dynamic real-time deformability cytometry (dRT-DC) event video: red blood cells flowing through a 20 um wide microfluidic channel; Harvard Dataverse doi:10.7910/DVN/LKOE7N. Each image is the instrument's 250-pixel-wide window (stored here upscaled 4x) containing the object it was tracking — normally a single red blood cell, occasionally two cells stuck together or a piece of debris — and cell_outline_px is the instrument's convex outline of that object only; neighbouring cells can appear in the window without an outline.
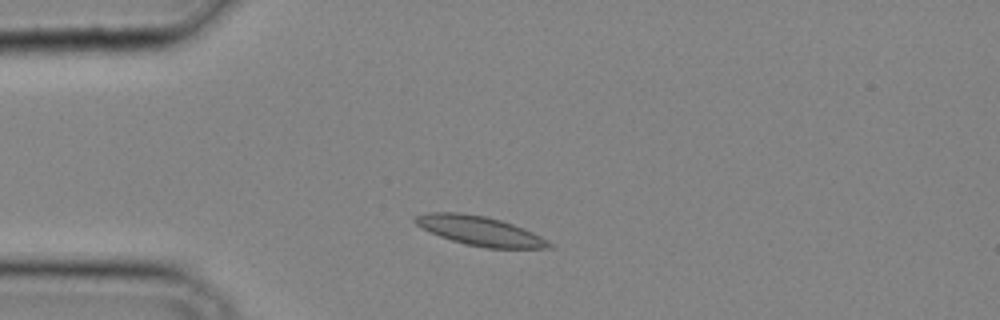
{"species": "common noctule bat (a hibernating species)", "species_latin": "Nyctalus noctula", "temperature_condition": "cold", "stored_images_in_passage": 31, "camera_frame_rate_fps": 3000, "um_per_image_px": 0.085, "animal": {"sex": "male", "body_mass_g": 20.4}, "frame": {"image": 1, "passage_image": 5, "time_ms": 1.333, "image_size_px": [1000, 320], "cell_outline_px": [[556, 248], [488, 248], [464, 244], [440, 236], [416, 224], [412, 220], [416, 216], [424, 212], [460, 212], [484, 216], [500, 220], [524, 228], [548, 240]], "centroid_in_image_um": [40.8, 19.62], "position_along_channel_um": 44.2, "area_um2": 22.77}}
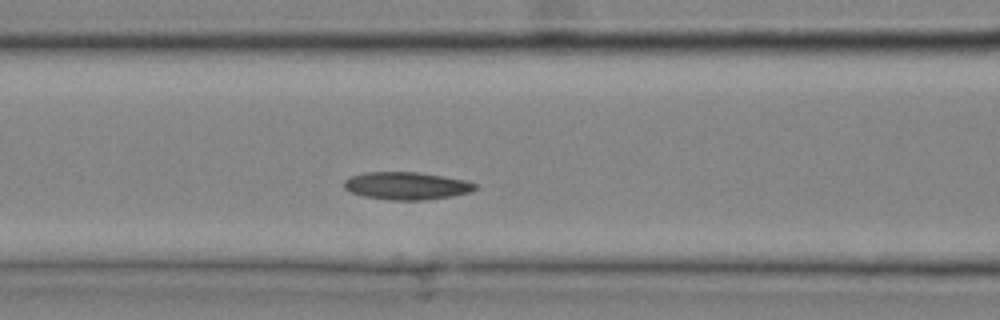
{"frame": {"image": 2, "passage_image": 11, "time_ms": 3.333, "image_size_px": [1000, 320], "cell_outline_px": [[476, 188], [472, 192], [452, 196], [424, 200], [392, 200], [364, 196], [352, 192], [344, 188], [344, 180], [348, 176], [364, 172], [416, 172], [464, 180], [476, 184]], "centroid_in_image_um": [34.52, 15.79], "position_along_channel_um": 132.1, "area_um2": 20.98}}
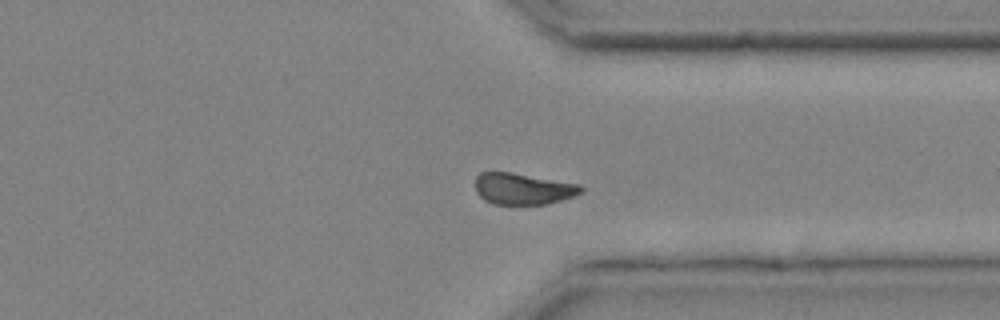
{"frame": {"image": 3, "passage_image": 24, "time_ms": 7.667, "image_size_px": [1000, 320], "cell_outline_px": [[584, 192], [560, 200], [544, 204], [492, 204], [484, 200], [476, 192], [476, 176], [480, 172], [512, 172], [580, 184], [584, 188]], "centroid_in_image_um": [44.45, 16.04], "position_along_channel_um": 367.0, "area_um2": 19.36}}